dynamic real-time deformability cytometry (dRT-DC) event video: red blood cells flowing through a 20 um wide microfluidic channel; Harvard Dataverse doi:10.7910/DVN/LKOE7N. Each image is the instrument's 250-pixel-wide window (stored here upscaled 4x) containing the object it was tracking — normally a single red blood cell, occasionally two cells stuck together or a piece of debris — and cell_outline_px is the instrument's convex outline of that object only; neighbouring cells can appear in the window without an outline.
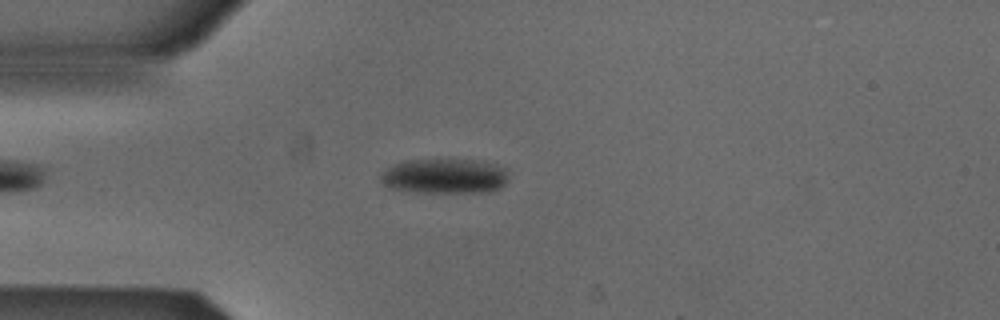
{"species": "Egyptian fruit bat (a non-hibernating species)", "species_latin": "Rousettus aegyptiacus", "temperature_condition": "cold", "stored_images_in_passage": 49, "camera_frame_rate_fps": 3000, "um_per_image_px": 0.085, "animal": {"sex": "male"}, "frame": {"image": 1, "passage_image": 10, "time_ms": 3.0, "image_size_px": [1000, 320], "cell_outline_px": [[508, 180], [500, 188], [488, 192], [416, 192], [388, 188], [380, 180], [380, 176], [388, 168], [396, 164], [408, 160], [472, 160], [496, 164], [508, 168]], "centroid_in_image_um": [37.84, 14.98], "position_along_channel_um": 47.2, "area_um2": 26.01}}
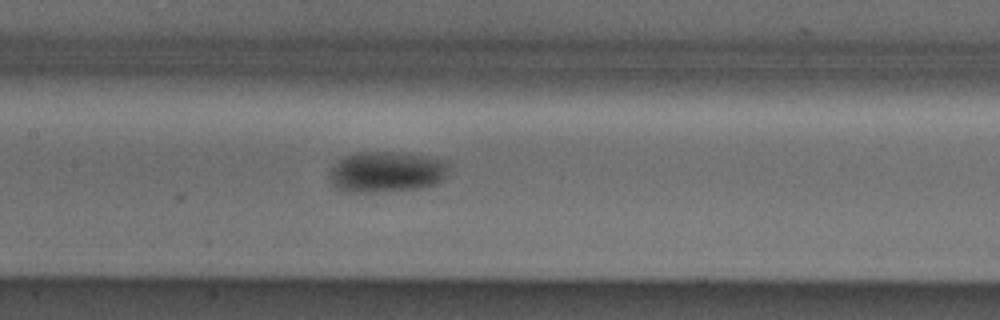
{"frame": {"image": 2, "passage_image": 21, "time_ms": 6.667, "image_size_px": [1000, 320], "cell_outline_px": [[448, 164], [444, 180], [420, 188], [372, 192], [344, 192], [332, 184], [328, 176], [332, 168], [344, 156], [356, 152], [404, 152], [444, 160]], "centroid_in_image_um": [32.82, 14.6], "position_along_channel_um": 174.6, "area_um2": 28.26}}
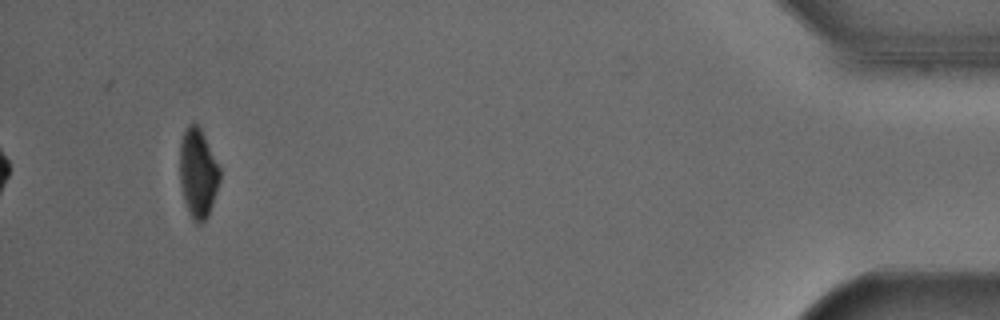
{"frame": {"image": 3, "passage_image": 46, "time_ms": 15.0, "image_size_px": [1000, 320], "cell_outline_px": [[220, 180], [208, 216], [200, 224], [196, 224], [188, 212], [184, 200], [180, 184], [180, 140], [184, 128], [188, 124], [196, 124], [200, 128], [220, 168]], "centroid_in_image_um": [16.81, 14.72], "position_along_channel_um": 418.4, "area_um2": 20.75}, "authors_computed_cell_mechanics": {"area_um2": 25.143, "velocity_mm_per_s": 3.8629, "shape_relaxation_time_tau1_ms": 2.9815, "shape_relaxation_time_tau2_ms": null, "deformation_change_tau1": 0.1023, "deformation_change_tau2": null}}